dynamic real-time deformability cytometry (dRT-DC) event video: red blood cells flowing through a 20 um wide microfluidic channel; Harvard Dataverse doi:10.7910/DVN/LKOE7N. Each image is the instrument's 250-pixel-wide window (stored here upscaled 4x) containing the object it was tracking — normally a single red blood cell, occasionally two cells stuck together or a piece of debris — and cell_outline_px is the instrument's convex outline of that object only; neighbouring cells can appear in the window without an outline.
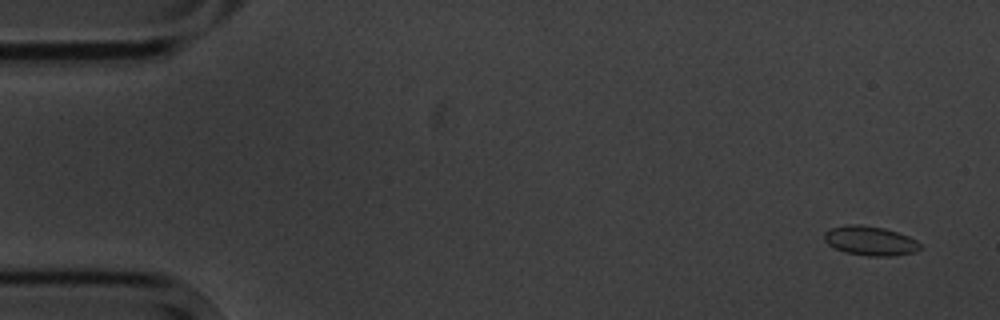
{"species": "common noctule bat (a hibernating species)", "species_latin": "Nyctalus noctula", "temperature_condition": "cold", "stored_images_in_passage": 6, "camera_frame_rate_fps": 3000, "um_per_image_px": 0.085, "animal": {"sex": "male", "body_mass_g": 20.1, "forearm_length_mm": 53.5}, "frame": {"image": 1, "passage_image": 1, "time_ms": 0.0, "image_size_px": [1000, 320], "cell_outline_px": [[920, 248], [916, 252], [896, 256], [868, 256], [844, 252], [828, 244], [824, 240], [824, 232], [832, 228], [848, 224], [860, 224], [884, 228], [908, 236], [916, 240], [920, 244]], "centroid_in_image_um": [73.97, 20.47], "position_along_channel_um": 11.0, "area_um2": 16.42}}
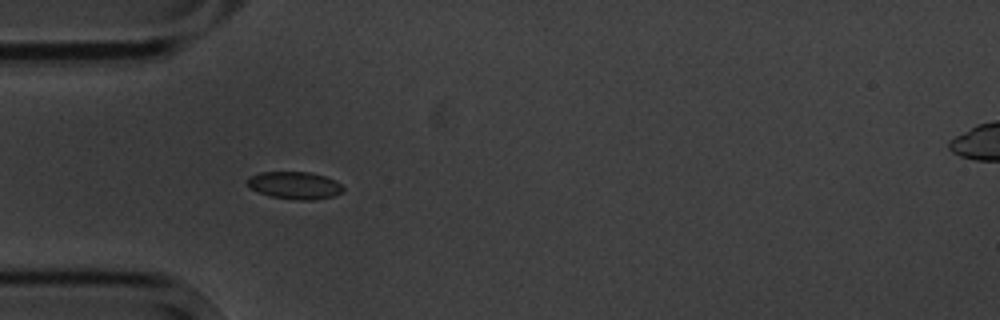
{"frame": {"image": 2, "passage_image": 5, "time_ms": 4.667, "image_size_px": [1000, 320], "cell_outline_px": [[344, 192], [332, 196], [312, 200], [296, 200], [272, 196], [260, 192], [252, 188], [244, 180], [248, 176], [260, 172], [308, 172], [324, 176], [336, 180], [344, 188]], "centroid_in_image_um": [25.05, 15.74], "position_along_channel_um": 59.9, "area_um2": 15.26}}
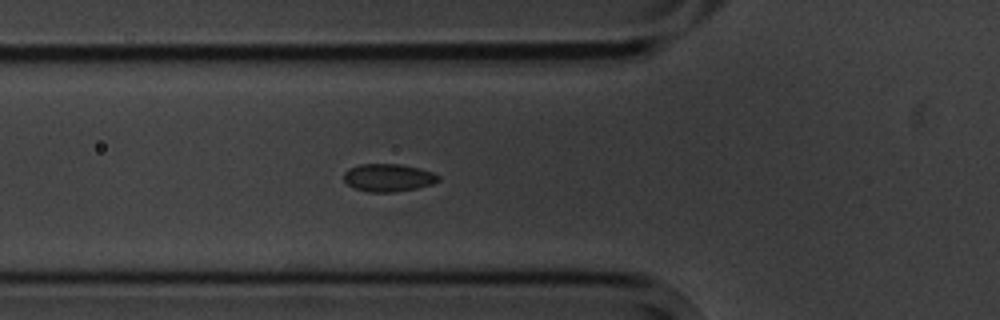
{"frame": {"image": 3, "passage_image": 6, "time_ms": 5.667, "image_size_px": [1000, 320], "cell_outline_px": [[440, 180], [432, 184], [416, 188], [392, 192], [368, 192], [356, 188], [348, 184], [344, 180], [344, 172], [348, 168], [360, 164], [400, 164], [420, 168], [432, 172], [440, 176]], "centroid_in_image_um": [33.01, 15.09], "position_along_channel_um": 92.8, "area_um2": 15.26}}